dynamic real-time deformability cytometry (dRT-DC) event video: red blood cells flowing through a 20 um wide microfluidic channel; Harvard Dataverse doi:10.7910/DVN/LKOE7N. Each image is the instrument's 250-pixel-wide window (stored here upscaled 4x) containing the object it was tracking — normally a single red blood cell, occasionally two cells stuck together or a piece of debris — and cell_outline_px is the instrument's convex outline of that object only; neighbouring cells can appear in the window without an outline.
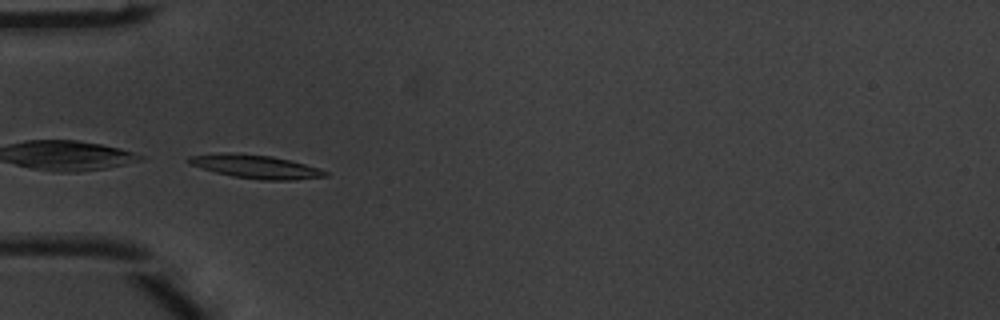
{"species": "common noctule bat (a hibernating species)", "species_latin": "Nyctalus noctula", "temperature_condition": "warm", "stored_images_in_passage": 8, "camera_frame_rate_fps": 3000, "um_per_image_px": 0.085, "animal": {"sex": "male", "body_mass_g": 20.1, "forearm_length_mm": 53.5}, "frame": {"image": 1, "passage_image": 5, "time_ms": 1.333, "image_size_px": [1000, 320], "cell_outline_px": [[328, 176], [292, 180], [260, 180], [232, 176], [216, 172], [192, 164], [188, 160], [188, 156], [220, 152], [228, 152], [272, 156], [320, 168], [328, 172]], "centroid_in_image_um": [21.76, 14.16], "position_along_channel_um": 63.2, "area_um2": 18.5}}
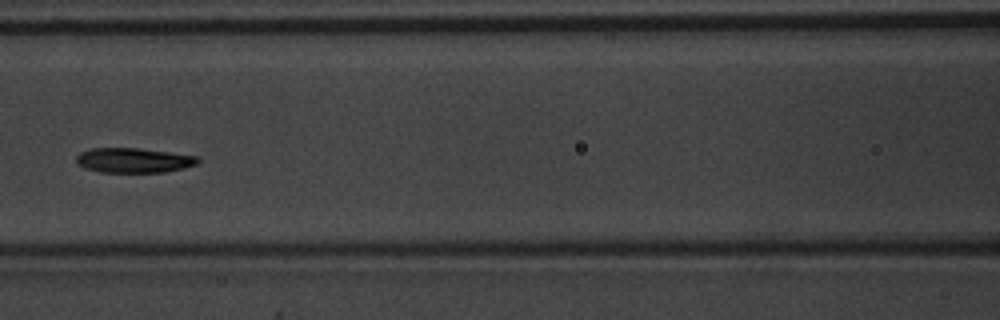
{"frame": {"image": 2, "passage_image": 7, "time_ms": 2.0, "image_size_px": [1000, 320], "cell_outline_px": [[200, 160], [196, 164], [184, 168], [164, 172], [100, 172], [84, 168], [76, 164], [76, 156], [80, 152], [92, 148], [136, 148], [200, 156]], "centroid_in_image_um": [11.34, 13.63], "position_along_channel_um": 155.3, "area_um2": 17.63}}
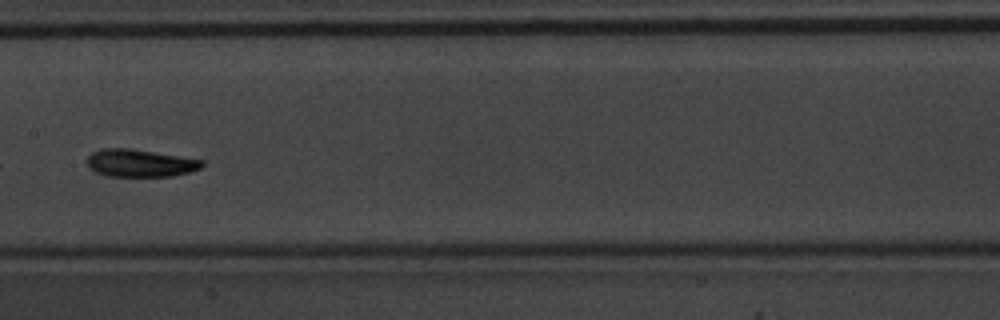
{"frame": {"image": 3, "passage_image": 8, "time_ms": 2.333, "image_size_px": [1000, 320], "cell_outline_px": [[204, 164], [200, 168], [188, 172], [172, 176], [108, 176], [96, 172], [88, 168], [88, 156], [92, 152], [100, 148], [132, 148], [204, 160]], "centroid_in_image_um": [11.89, 13.85], "position_along_channel_um": 195.5, "area_um2": 18.5}}